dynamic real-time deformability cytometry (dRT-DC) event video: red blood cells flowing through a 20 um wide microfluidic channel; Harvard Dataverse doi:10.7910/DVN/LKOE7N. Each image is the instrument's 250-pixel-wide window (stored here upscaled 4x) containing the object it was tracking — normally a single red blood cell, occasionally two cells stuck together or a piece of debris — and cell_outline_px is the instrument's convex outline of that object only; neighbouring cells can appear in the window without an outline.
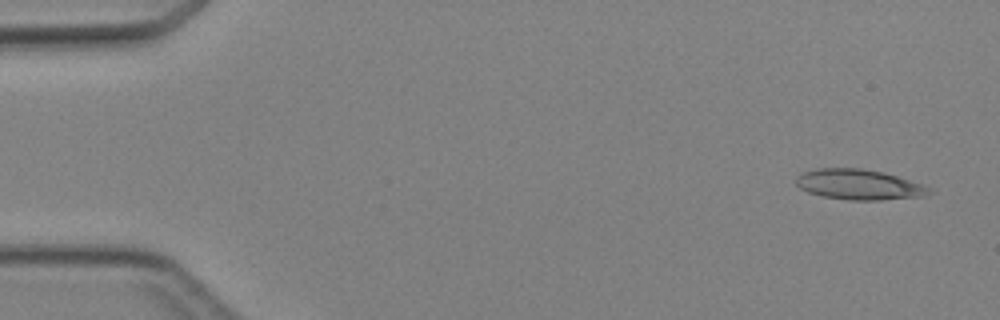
{"species": "Egyptian fruit bat (a non-hibernating species)", "species_latin": "Rousettus aegyptiacus", "temperature_condition": "cold", "stored_images_in_passage": 5, "camera_frame_rate_fps": 3000, "um_per_image_px": 0.085, "animal": {"sex": "female"}, "frame": {"image": 1, "passage_image": 1, "time_ms": 0.0, "image_size_px": [1000, 320], "cell_outline_px": [[936, 192], [928, 196], [880, 200], [852, 200], [820, 196], [808, 192], [800, 188], [796, 184], [796, 176], [804, 172], [816, 168], [860, 168], [884, 172], [932, 188]], "centroid_in_image_um": [73.04, 15.69], "position_along_channel_um": 12.0, "area_um2": 23.7}}